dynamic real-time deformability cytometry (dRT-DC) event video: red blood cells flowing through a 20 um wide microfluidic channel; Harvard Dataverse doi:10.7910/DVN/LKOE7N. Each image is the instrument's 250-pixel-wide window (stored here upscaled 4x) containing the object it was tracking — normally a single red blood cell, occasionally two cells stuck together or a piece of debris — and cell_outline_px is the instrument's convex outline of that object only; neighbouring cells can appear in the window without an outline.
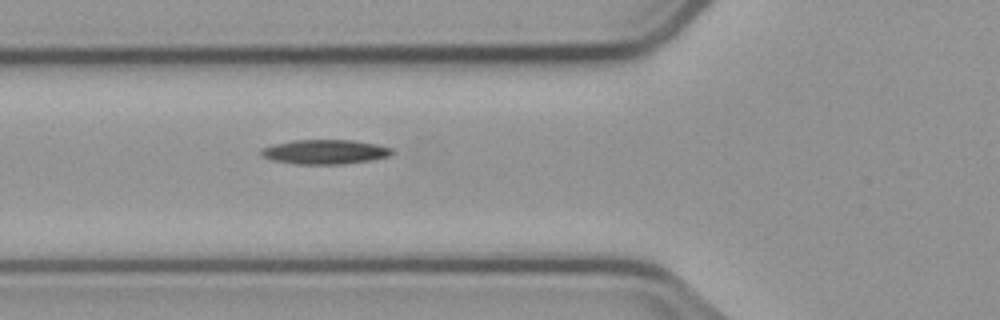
{"species": "common noctule bat (a hibernating species)", "species_latin": "Nyctalus noctula", "temperature_condition": "cold", "stored_images_in_passage": 4, "segment_of_instrument_passage": [1, 2], "camera_frame_rate_fps": 3000, "um_per_image_px": 0.085, "animal": {"sex": "male", "body_mass_g": 23.1, "forearm_length_mm": 52.7}, "frame": {"image": 1, "passage_image": 3, "time_ms": 2.333, "image_size_px": [1000, 320], "cell_outline_px": [[396, 152], [388, 156], [368, 160], [344, 164], [296, 164], [268, 160], [260, 156], [260, 148], [272, 144], [292, 140], [352, 140], [376, 144], [392, 148]], "centroid_in_image_um": [27.54, 12.91], "position_along_channel_um": 98.3, "area_um2": 18.9}}